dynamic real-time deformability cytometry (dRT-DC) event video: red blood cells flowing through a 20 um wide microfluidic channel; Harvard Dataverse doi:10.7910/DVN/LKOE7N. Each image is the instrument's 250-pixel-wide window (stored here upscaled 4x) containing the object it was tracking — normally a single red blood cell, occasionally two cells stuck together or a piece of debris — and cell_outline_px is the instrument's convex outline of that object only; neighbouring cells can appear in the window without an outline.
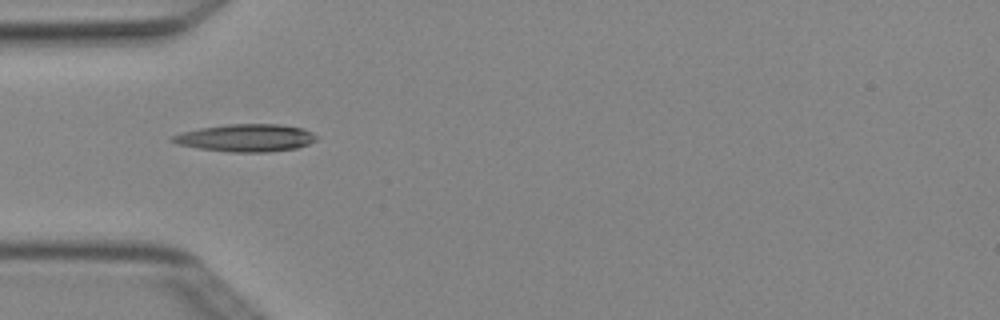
{"species": "Egyptian fruit bat (a non-hibernating species)", "species_latin": "Rousettus aegyptiacus", "temperature_condition": "cold", "stored_images_in_passage": 6, "camera_frame_rate_fps": 3000, "um_per_image_px": 0.085, "animal": {"sex": "female"}, "frame": {"image": 1, "passage_image": 4, "time_ms": 1.0, "image_size_px": [1000, 320], "cell_outline_px": [[316, 140], [308, 144], [296, 148], [268, 152], [228, 152], [200, 148], [176, 144], [168, 140], [172, 136], [184, 132], [200, 128], [228, 124], [280, 124], [304, 128], [312, 132], [316, 136]], "centroid_in_image_um": [20.91, 11.72], "position_along_channel_um": 64.1, "area_um2": 23.06}}
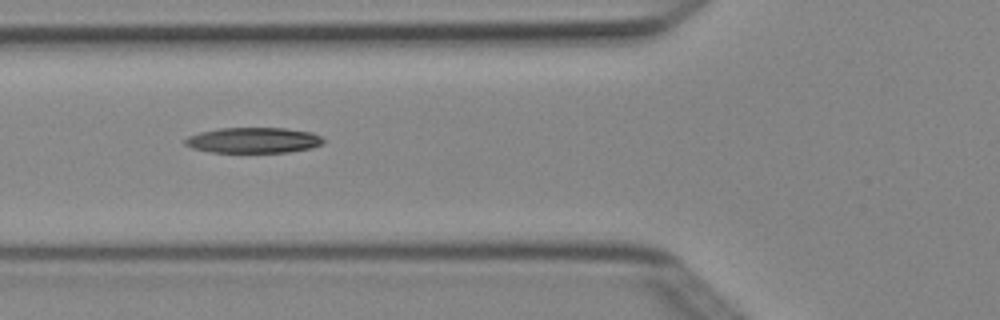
{"frame": {"image": 2, "passage_image": 5, "time_ms": 1.333, "image_size_px": [1000, 320], "cell_outline_px": [[324, 140], [320, 144], [312, 148], [288, 152], [208, 152], [192, 148], [184, 144], [184, 140], [188, 136], [200, 132], [220, 128], [284, 128], [312, 132], [320, 136]], "centroid_in_image_um": [21.51, 11.92], "position_along_channel_um": 104.3, "area_um2": 20.58}}
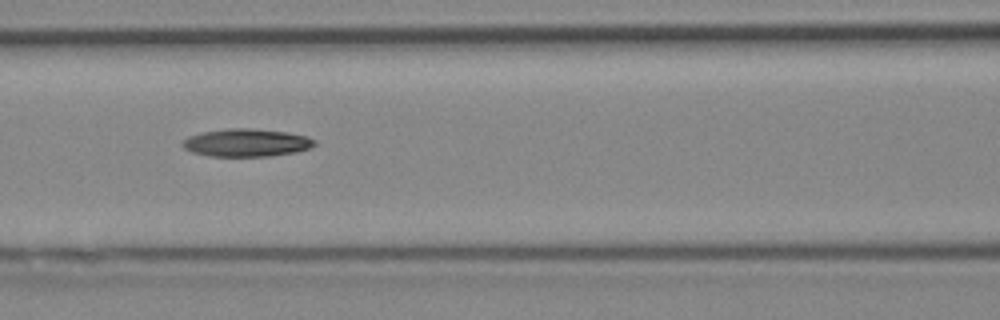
{"frame": {"image": 3, "passage_image": 6, "time_ms": 1.667, "image_size_px": [1000, 320], "cell_outline_px": [[316, 144], [312, 148], [296, 152], [268, 156], [208, 156], [192, 152], [184, 148], [180, 144], [188, 136], [200, 132], [228, 128], [252, 128], [284, 132], [308, 136], [316, 140]], "centroid_in_image_um": [20.95, 12.13], "position_along_channel_um": 145.7, "area_um2": 21.56}}